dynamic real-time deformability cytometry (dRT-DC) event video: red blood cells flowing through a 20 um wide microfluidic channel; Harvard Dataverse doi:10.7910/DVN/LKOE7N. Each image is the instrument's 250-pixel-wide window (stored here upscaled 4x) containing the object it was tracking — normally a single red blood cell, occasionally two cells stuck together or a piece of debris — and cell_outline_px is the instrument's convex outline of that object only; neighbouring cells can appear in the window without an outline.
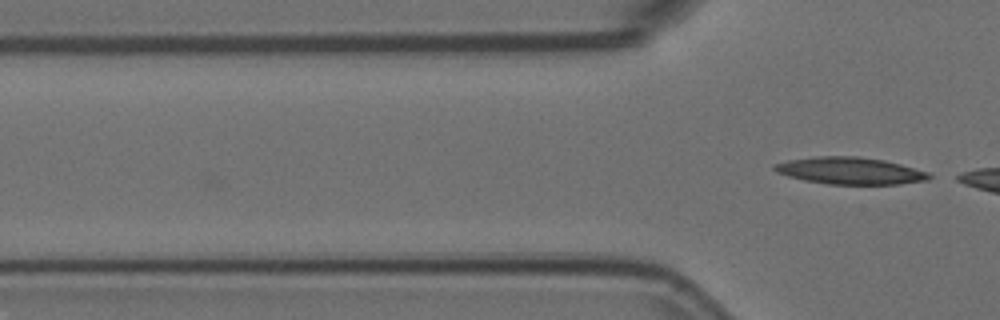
{"species": "Egyptian fruit bat (a non-hibernating species)", "species_latin": "Rousettus aegyptiacus", "temperature_condition": "room temperature", "stored_images_in_passage": 6, "camera_frame_rate_fps": 3000, "um_per_image_px": 0.085, "animal": {"sex": "female"}, "frame": {"image": 1, "passage_image": 6, "time_ms": 1.667, "image_size_px": [1000, 320], "cell_outline_px": [[932, 176], [928, 180], [900, 184], [828, 184], [804, 180], [788, 176], [776, 172], [772, 168], [772, 164], [788, 160], [816, 156], [856, 156], [884, 160], [900, 164], [928, 172]], "centroid_in_image_um": [72.23, 14.51], "position_along_channel_um": 53.6, "area_um2": 24.33}}